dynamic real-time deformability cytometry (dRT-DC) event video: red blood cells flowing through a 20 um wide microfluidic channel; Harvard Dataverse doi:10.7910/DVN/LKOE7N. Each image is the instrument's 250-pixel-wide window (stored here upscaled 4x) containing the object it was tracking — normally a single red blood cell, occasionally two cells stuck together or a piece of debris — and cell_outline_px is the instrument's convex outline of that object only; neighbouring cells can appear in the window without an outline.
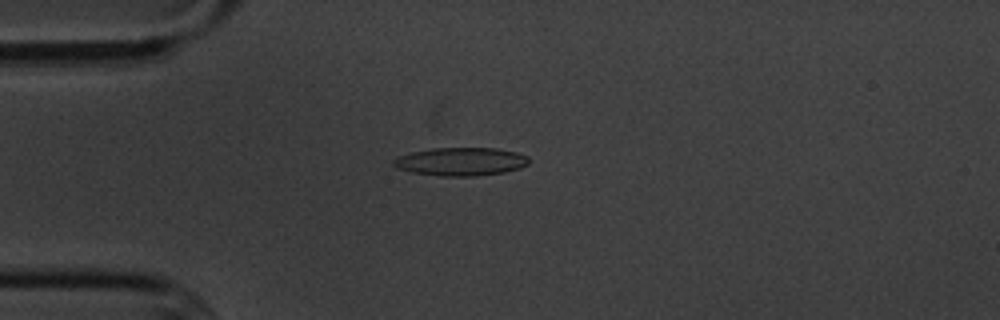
{"species": "common noctule bat (a hibernating species)", "species_latin": "Nyctalus noctula", "temperature_condition": "cold", "stored_images_in_passage": 51, "camera_frame_rate_fps": 3000, "um_per_image_px": 0.085, "animal": {"sex": "male", "body_mass_g": 20.1, "forearm_length_mm": 53.5}, "frame": {"image": 1, "passage_image": 9, "time_ms": 2.667, "image_size_px": [1000, 320], "cell_outline_px": [[528, 164], [520, 168], [504, 172], [476, 176], [440, 176], [412, 172], [396, 168], [392, 164], [392, 160], [396, 156], [412, 152], [432, 148], [496, 148], [516, 152], [528, 156]], "centroid_in_image_um": [39.14, 13.73], "position_along_channel_um": 45.9, "area_um2": 22.37}}
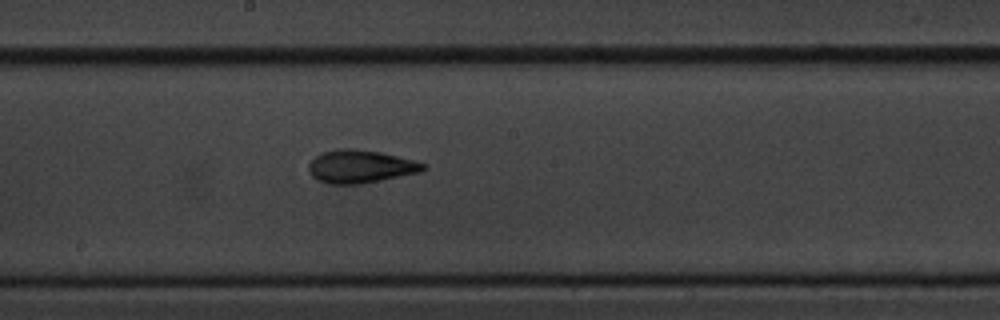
{"frame": {"image": 2, "passage_image": 25, "time_ms": 8.0, "image_size_px": [1000, 320], "cell_outline_px": [[428, 168], [420, 172], [356, 184], [328, 184], [316, 180], [308, 172], [308, 164], [316, 156], [324, 152], [336, 148], [352, 148], [380, 152], [412, 160], [424, 164]], "centroid_in_image_um": [30.57, 14.15], "position_along_channel_um": 217.6, "area_um2": 21.79}}
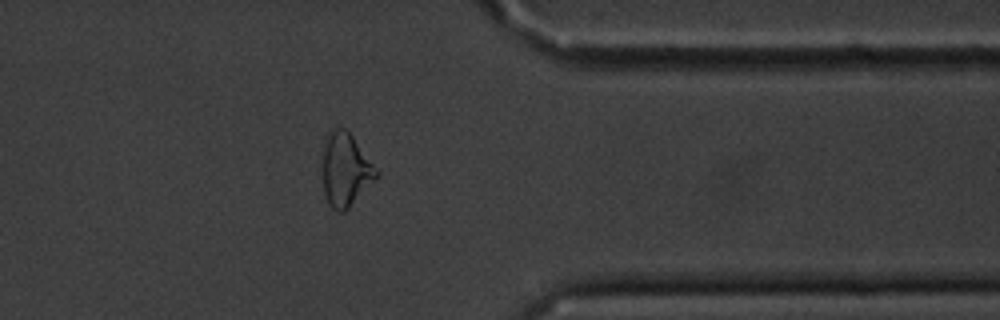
{"frame": {"image": 3, "passage_image": 40, "time_ms": 13.0, "image_size_px": [1000, 320], "cell_outline_px": [[380, 176], [344, 212], [336, 212], [328, 204], [324, 192], [324, 136], [336, 128], [344, 128], [352, 136], [380, 172]], "centroid_in_image_um": [29.39, 14.45], "position_along_channel_um": 382.0, "area_um2": 22.83}, "authors_computed_cell_mechanics": {"area_um2": 21.2126, "velocity_mm_per_s": 3.5038, "shape_relaxation_time_tau1_ms": 4.9877, "shape_relaxation_time_tau2_ms": 2.3147, "deformation_change_tau1": 0.1782, "deformation_change_tau2": 0.1089}}